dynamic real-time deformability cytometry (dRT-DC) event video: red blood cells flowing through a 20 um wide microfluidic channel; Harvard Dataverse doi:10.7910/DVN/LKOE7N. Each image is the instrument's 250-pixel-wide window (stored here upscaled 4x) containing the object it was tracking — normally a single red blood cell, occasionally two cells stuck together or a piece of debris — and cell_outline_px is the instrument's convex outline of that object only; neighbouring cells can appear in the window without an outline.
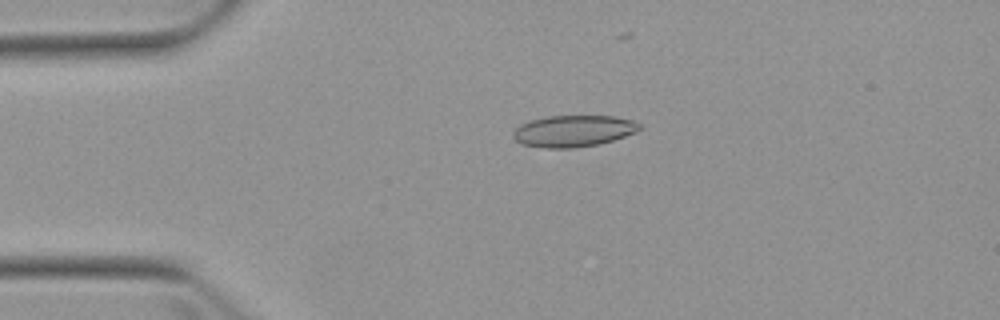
{"species": "Egyptian fruit bat (a non-hibernating species)", "species_latin": "Rousettus aegyptiacus", "temperature_condition": "warm", "stored_images_in_passage": 4, "camera_frame_rate_fps": 3000, "um_per_image_px": 0.085, "animal": {"sex": "female"}, "frame": {"image": 1, "passage_image": 3, "time_ms": 2.333, "image_size_px": [1000, 320], "cell_outline_px": [[640, 128], [636, 132], [600, 144], [572, 148], [544, 148], [524, 144], [516, 140], [512, 136], [512, 132], [520, 124], [532, 120], [548, 116], [616, 116], [632, 120], [640, 124]], "centroid_in_image_um": [48.73, 11.13], "position_along_channel_um": 36.3, "area_um2": 23.12}}